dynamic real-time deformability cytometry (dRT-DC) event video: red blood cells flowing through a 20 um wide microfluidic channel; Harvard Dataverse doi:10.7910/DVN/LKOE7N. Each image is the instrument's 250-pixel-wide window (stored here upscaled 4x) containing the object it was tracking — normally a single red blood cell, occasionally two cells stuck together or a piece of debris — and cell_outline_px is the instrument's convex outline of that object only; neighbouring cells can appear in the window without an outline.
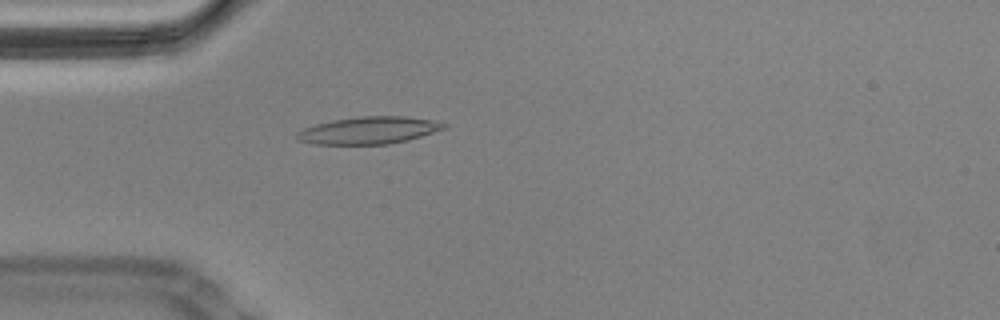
{"species": "Egyptian fruit bat (a non-hibernating species)", "species_latin": "Rousettus aegyptiacus", "temperature_condition": "cold", "stored_images_in_passage": 57, "segment_of_instrument_passage": [1, 2], "camera_frame_rate_fps": 3000, "um_per_image_px": 0.085, "animal": {"sex": "male"}, "frame": {"image": 1, "passage_image": 16, "time_ms": 5.0, "image_size_px": [1000, 320], "cell_outline_px": [[448, 128], [408, 140], [388, 144], [312, 144], [296, 140], [296, 132], [304, 128], [316, 124], [332, 120], [360, 116], [404, 116], [432, 120], [448, 124]], "centroid_in_image_um": [31.35, 11.08], "position_along_channel_um": 53.7, "area_um2": 23.47}}
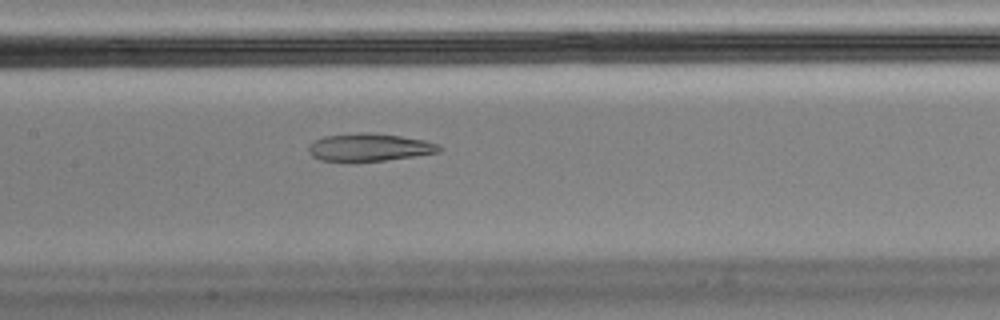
{"frame": {"image": 2, "passage_image": 27, "time_ms": 8.667, "image_size_px": [1000, 320], "cell_outline_px": [[444, 148], [440, 152], [384, 160], [320, 160], [312, 156], [308, 152], [308, 144], [312, 140], [324, 136], [360, 132], [368, 132], [400, 136], [424, 140], [440, 144]], "centroid_in_image_um": [31.39, 12.49], "position_along_channel_um": 176.0, "area_um2": 20.92}}